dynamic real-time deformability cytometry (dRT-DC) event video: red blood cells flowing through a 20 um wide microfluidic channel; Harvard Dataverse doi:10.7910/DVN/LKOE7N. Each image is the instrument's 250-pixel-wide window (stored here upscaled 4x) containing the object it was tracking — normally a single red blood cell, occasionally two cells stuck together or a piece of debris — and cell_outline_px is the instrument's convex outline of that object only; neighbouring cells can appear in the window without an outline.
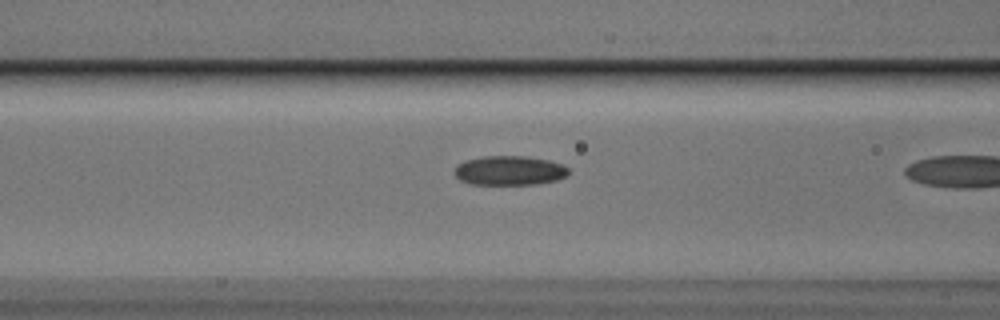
{"species": "Egyptian fruit bat (a non-hibernating species)", "species_latin": "Rousettus aegyptiacus", "temperature_condition": "cold", "stored_images_in_passage": 21, "camera_frame_rate_fps": 3000, "um_per_image_px": 0.085, "animal": {"sex": "male"}, "frame": {"image": 1, "passage_image": 20, "time_ms": 6.333, "image_size_px": [1000, 320], "cell_outline_px": [[568, 176], [556, 180], [540, 184], [468, 184], [460, 180], [452, 172], [456, 164], [468, 160], [484, 156], [524, 156], [548, 160], [560, 164], [568, 168]], "centroid_in_image_um": [43.27, 14.5], "position_along_channel_um": 123.3, "area_um2": 19.59}}